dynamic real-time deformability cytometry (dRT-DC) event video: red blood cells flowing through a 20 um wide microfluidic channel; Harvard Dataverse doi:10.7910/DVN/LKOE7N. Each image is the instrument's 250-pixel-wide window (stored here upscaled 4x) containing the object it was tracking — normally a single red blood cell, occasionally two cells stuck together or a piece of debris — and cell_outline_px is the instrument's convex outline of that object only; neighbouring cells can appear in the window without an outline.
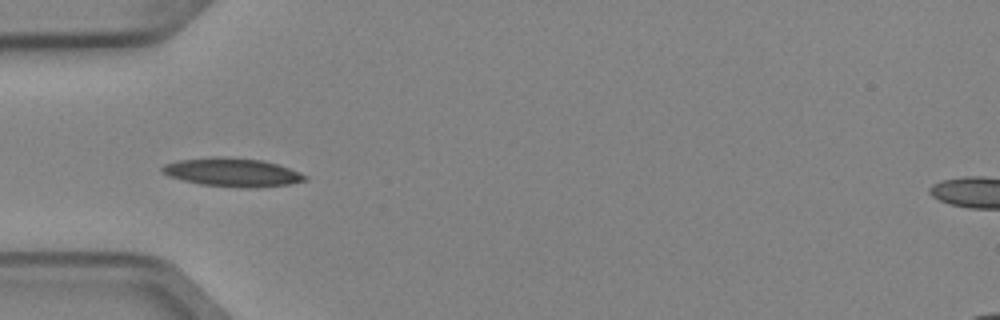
{"species": "Egyptian fruit bat (a non-hibernating species)", "species_latin": "Rousettus aegyptiacus", "temperature_condition": "cold", "stored_images_in_passage": 5, "camera_frame_rate_fps": 3000, "um_per_image_px": 0.085, "animal": {"sex": "female"}, "frame": {"image": 1, "passage_image": 3, "time_ms": 0.667, "image_size_px": [1000, 320], "cell_outline_px": [[308, 180], [288, 184], [256, 188], [244, 188], [200, 184], [168, 176], [160, 168], [164, 164], [180, 160], [212, 156], [260, 160], [276, 164], [300, 172], [308, 176]], "centroid_in_image_um": [19.76, 14.65], "position_along_channel_um": 65.2, "area_um2": 23.52}}
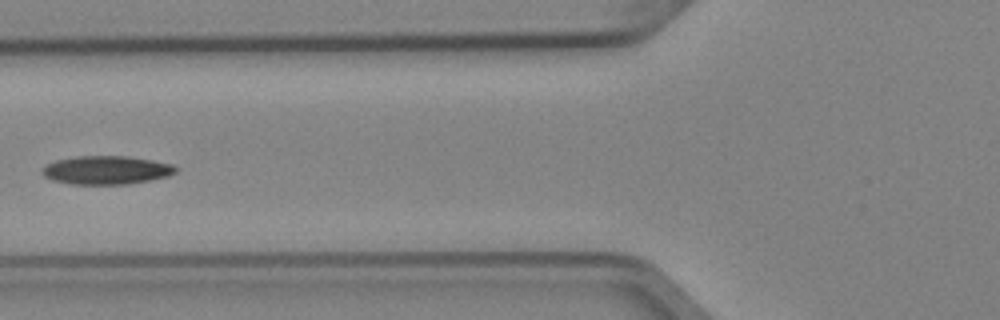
{"frame": {"image": 2, "passage_image": 4, "time_ms": 1.0, "image_size_px": [1000, 320], "cell_outline_px": [[180, 168], [176, 172], [168, 176], [128, 184], [72, 184], [52, 180], [44, 176], [40, 172], [48, 164], [56, 160], [76, 156], [128, 156], [152, 160], [172, 164]], "centroid_in_image_um": [9.06, 14.45], "position_along_channel_um": 116.7, "area_um2": 22.14}}
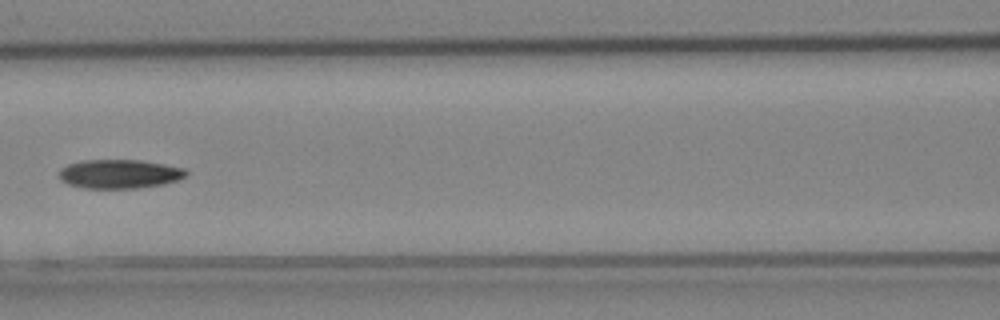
{"frame": {"image": 3, "passage_image": 5, "time_ms": 1.333, "image_size_px": [1000, 320], "cell_outline_px": [[188, 176], [180, 180], [164, 184], [136, 188], [84, 188], [68, 184], [60, 180], [60, 168], [68, 164], [80, 160], [140, 160], [164, 164], [184, 168], [188, 172]], "centroid_in_image_um": [10.18, 14.78], "position_along_channel_um": 156.4, "area_um2": 21.62}}